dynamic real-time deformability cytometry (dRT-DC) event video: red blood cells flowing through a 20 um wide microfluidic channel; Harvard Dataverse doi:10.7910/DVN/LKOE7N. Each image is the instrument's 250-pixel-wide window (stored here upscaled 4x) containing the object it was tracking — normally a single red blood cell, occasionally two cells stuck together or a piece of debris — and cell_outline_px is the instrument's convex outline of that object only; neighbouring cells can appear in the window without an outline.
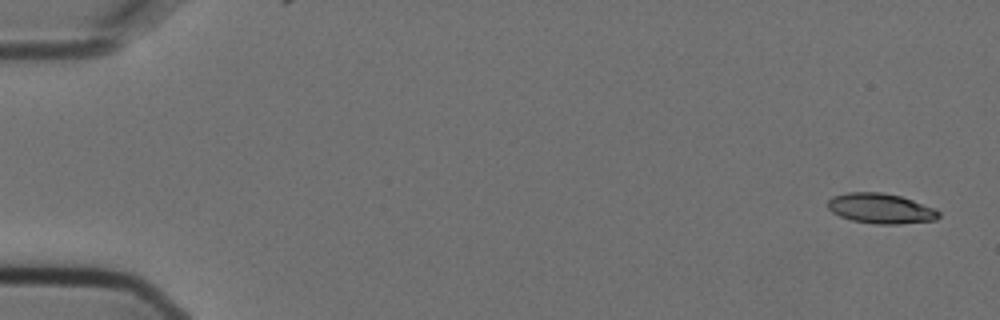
{"species": "Egyptian fruit bat (a non-hibernating species)", "species_latin": "Rousettus aegyptiacus", "temperature_condition": "cold", "stored_images_in_passage": 6, "camera_frame_rate_fps": 3000, "um_per_image_px": 0.085, "animal": {"sex": "female"}, "frame": {"image": 1, "passage_image": 1, "time_ms": 0.0, "image_size_px": [1000, 320], "cell_outline_px": [[940, 216], [936, 220], [900, 224], [876, 224], [852, 220], [840, 216], [832, 212], [828, 208], [828, 200], [832, 196], [848, 192], [880, 192], [900, 196], [936, 208], [940, 212]], "centroid_in_image_um": [74.88, 17.72], "position_along_channel_um": 10.1, "area_um2": 19.54}}
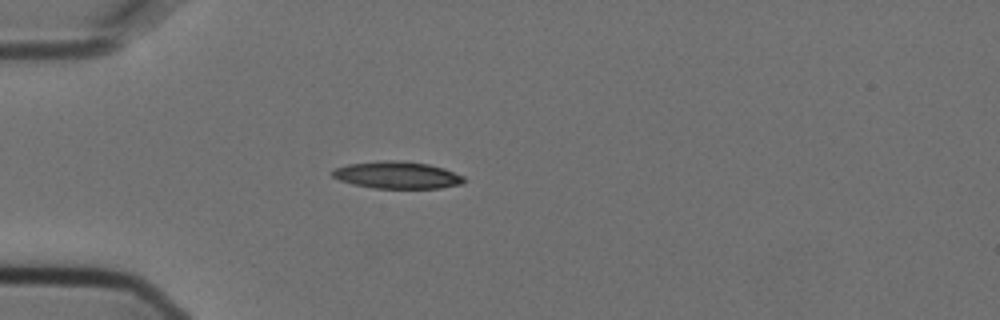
{"frame": {"image": 2, "passage_image": 5, "time_ms": 1.333, "image_size_px": [1000, 320], "cell_outline_px": [[464, 184], [440, 188], [372, 188], [352, 184], [340, 180], [332, 176], [332, 172], [336, 168], [348, 164], [376, 160], [404, 160], [428, 164], [444, 168], [464, 176]], "centroid_in_image_um": [33.77, 14.87], "position_along_channel_um": 51.2, "area_um2": 20.98}}